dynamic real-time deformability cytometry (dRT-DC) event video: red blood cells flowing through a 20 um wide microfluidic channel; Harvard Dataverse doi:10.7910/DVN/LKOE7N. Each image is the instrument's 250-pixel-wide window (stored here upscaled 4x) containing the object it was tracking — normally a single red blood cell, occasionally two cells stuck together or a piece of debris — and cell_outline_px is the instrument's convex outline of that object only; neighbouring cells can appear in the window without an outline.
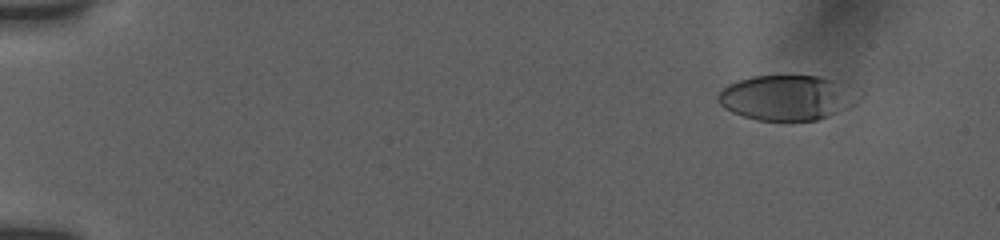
{"species": "human", "species_latin": "Homo sapiens", "temperature_condition": "room temperature", "stored_images_in_passage": 58, "camera_frame_rate_fps": 3000, "um_per_image_px": 0.085, "donor": {"sex": "female"}, "frame": {"image": 1, "passage_image": 1, "time_ms": 0.0, "image_size_px": [1000, 240], "cell_outline_px": [[848, 84], [836, 112], [828, 116], [816, 120], [756, 120], [732, 112], [724, 108], [716, 100], [716, 96], [728, 84], [752, 76], [824, 76], [844, 80]], "centroid_in_image_um": [66.6, 8.27], "position_along_channel_um": 18.4, "area_um2": 34.97}}
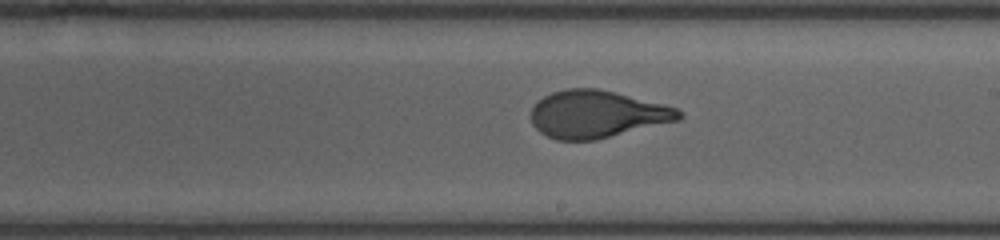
{"frame": {"image": 2, "passage_image": 32, "time_ms": 9.333, "image_size_px": [1000, 240], "cell_outline_px": [[684, 116], [680, 120], [596, 140], [556, 140], [540, 132], [532, 124], [532, 108], [544, 96], [552, 92], [564, 88], [596, 88], [664, 104], [676, 108], [684, 112]], "centroid_in_image_um": [50.76, 9.71], "position_along_channel_um": 238.2, "area_um2": 40.75}}
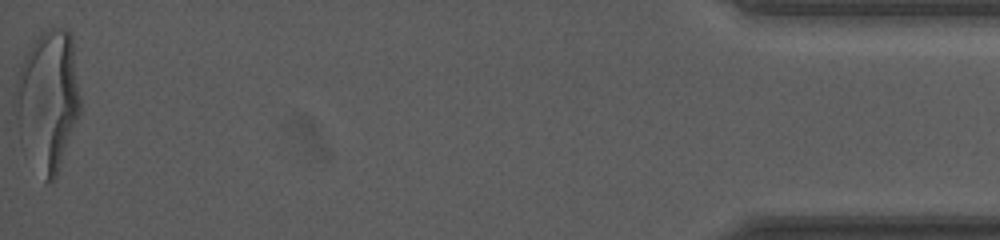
{"frame": {"image": 3, "passage_image": 57, "time_ms": 16.667, "image_size_px": [1000, 240], "cell_outline_px": [[80, 116], [56, 180], [48, 184], [44, 180], [20, 144], [12, 100], [16, 80], [20, 64], [28, 48], [40, 28], [64, 28], [72, 36], [80, 96]], "centroid_in_image_um": [4.04, 8.53], "position_along_channel_um": 431.2, "area_um2": 54.85}, "authors_computed_cell_mechanics": {"area_um2": 40.8357, "velocity_mm_per_s": 3.7893, "shape_relaxation_time_tau1_ms": 3.7506, "shape_relaxation_time_tau2_ms": null, "deformation_change_tau1": 0.206, "deformation_change_tau2": null}}